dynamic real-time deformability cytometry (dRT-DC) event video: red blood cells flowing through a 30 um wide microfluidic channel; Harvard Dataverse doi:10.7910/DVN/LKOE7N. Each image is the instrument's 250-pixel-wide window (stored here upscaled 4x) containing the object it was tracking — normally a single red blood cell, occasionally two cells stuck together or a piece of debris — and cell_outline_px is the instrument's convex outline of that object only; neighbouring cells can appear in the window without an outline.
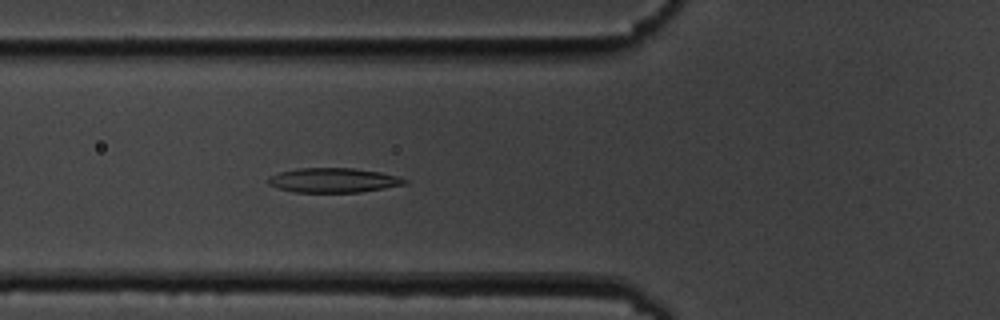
{"species": "common noctule bat (a hibernating species)", "species_latin": "Nyctalus noctula", "temperature_condition": "cold", "stored_images_in_passage": 40, "camera_frame_rate_fps": 3000, "um_per_image_px": 0.085, "animal": {"sex": "male", "body_mass_g": 19.5, "forearm_length_mm": 54.6}, "frame": {"image": 1, "passage_image": 5, "time_ms": 1.333, "image_size_px": [1000, 320], "cell_outline_px": [[408, 184], [360, 192], [296, 192], [276, 188], [268, 184], [268, 176], [280, 172], [296, 168], [352, 168], [380, 172], [396, 176], [408, 180]], "centroid_in_image_um": [28.32, 15.32], "position_along_channel_um": 97.5, "area_um2": 19.54}}
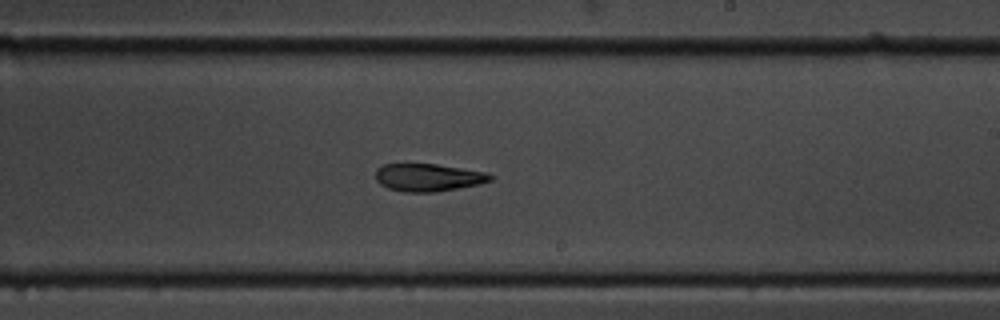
{"frame": {"image": 2, "passage_image": 18, "time_ms": 5.667, "image_size_px": [1000, 320], "cell_outline_px": [[492, 180], [480, 184], [436, 192], [404, 192], [388, 188], [380, 184], [376, 180], [376, 168], [384, 164], [436, 164], [484, 172], [492, 176]], "centroid_in_image_um": [36.36, 15.09], "position_along_channel_um": 252.6, "area_um2": 18.38}}
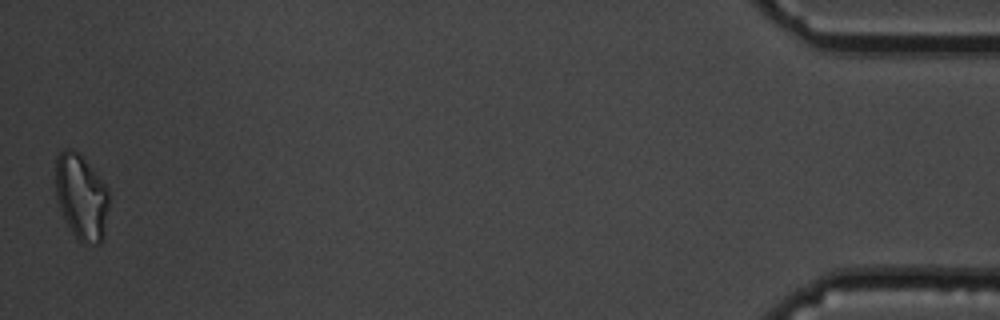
{"frame": {"image": 3, "passage_image": 40, "time_ms": 13.0, "image_size_px": [1000, 320], "cell_outline_px": [[108, 204], [104, 236], [100, 244], [80, 244], [76, 240], [64, 220], [56, 196], [56, 156], [64, 148], [68, 148], [80, 152], [108, 188]], "centroid_in_image_um": [6.91, 16.76], "position_along_channel_um": 428.3, "area_um2": 27.05}, "authors_computed_cell_mechanics": {"area_um2": 19.5364, "velocity_mm_per_s": 3.5759, "shape_relaxation_time_tau1_ms": 4.9223, "shape_relaxation_time_tau2_ms": 4.2566, "deformation_change_tau1": 0.1748, "deformation_change_tau2": 0.1246}}